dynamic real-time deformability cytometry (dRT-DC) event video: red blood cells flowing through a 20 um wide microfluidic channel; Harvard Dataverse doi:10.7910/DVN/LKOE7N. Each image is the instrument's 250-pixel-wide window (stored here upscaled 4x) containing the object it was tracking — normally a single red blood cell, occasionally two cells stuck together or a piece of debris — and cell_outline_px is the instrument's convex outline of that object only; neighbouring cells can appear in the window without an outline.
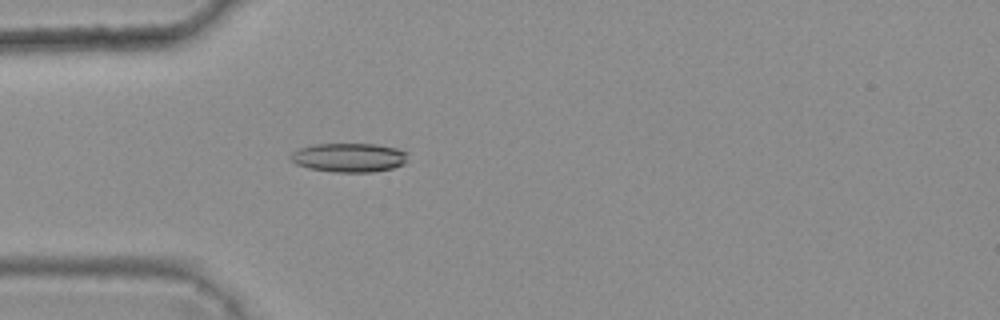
{"species": "common noctule bat (a hibernating species)", "species_latin": "Nyctalus noctula", "temperature_condition": "warm", "stored_images_in_passage": 4, "camera_frame_rate_fps": 3000, "um_per_image_px": 0.085, "animal": {"sex": "female", "body_mass_g": 25.1}, "frame": {"image": 1, "passage_image": 4, "time_ms": 1.0, "image_size_px": [1000, 320], "cell_outline_px": [[408, 152], [404, 164], [392, 168], [372, 172], [336, 172], [308, 168], [296, 164], [288, 156], [292, 152], [300, 148], [312, 144], [376, 144], [396, 148]], "centroid_in_image_um": [29.65, 13.39], "position_along_channel_um": 55.3, "area_um2": 19.83}}